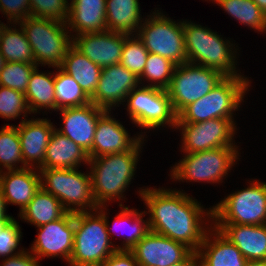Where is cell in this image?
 <instances>
[{
    "label": "cell",
    "instance_id": "obj_39",
    "mask_svg": "<svg viewBox=\"0 0 266 266\" xmlns=\"http://www.w3.org/2000/svg\"><path fill=\"white\" fill-rule=\"evenodd\" d=\"M31 16L66 23L69 16L67 0H29Z\"/></svg>",
    "mask_w": 266,
    "mask_h": 266
},
{
    "label": "cell",
    "instance_id": "obj_2",
    "mask_svg": "<svg viewBox=\"0 0 266 266\" xmlns=\"http://www.w3.org/2000/svg\"><path fill=\"white\" fill-rule=\"evenodd\" d=\"M142 137L129 151L89 158L92 193L98 207L123 200V193L135 175L144 143Z\"/></svg>",
    "mask_w": 266,
    "mask_h": 266
},
{
    "label": "cell",
    "instance_id": "obj_29",
    "mask_svg": "<svg viewBox=\"0 0 266 266\" xmlns=\"http://www.w3.org/2000/svg\"><path fill=\"white\" fill-rule=\"evenodd\" d=\"M66 213L61 202L41 187L29 204L19 213V217L39 227L62 218Z\"/></svg>",
    "mask_w": 266,
    "mask_h": 266
},
{
    "label": "cell",
    "instance_id": "obj_12",
    "mask_svg": "<svg viewBox=\"0 0 266 266\" xmlns=\"http://www.w3.org/2000/svg\"><path fill=\"white\" fill-rule=\"evenodd\" d=\"M225 77L218 70L188 62L177 65L166 89L175 113L178 115L189 104L209 93Z\"/></svg>",
    "mask_w": 266,
    "mask_h": 266
},
{
    "label": "cell",
    "instance_id": "obj_35",
    "mask_svg": "<svg viewBox=\"0 0 266 266\" xmlns=\"http://www.w3.org/2000/svg\"><path fill=\"white\" fill-rule=\"evenodd\" d=\"M175 67L176 65L172 61L158 54L149 53L144 71L138 78L139 84L143 83L142 80H146L147 83L148 81L151 83H148L146 86L166 90L170 84Z\"/></svg>",
    "mask_w": 266,
    "mask_h": 266
},
{
    "label": "cell",
    "instance_id": "obj_4",
    "mask_svg": "<svg viewBox=\"0 0 266 266\" xmlns=\"http://www.w3.org/2000/svg\"><path fill=\"white\" fill-rule=\"evenodd\" d=\"M110 238L99 209L74 213V247L68 265L101 266L118 250Z\"/></svg>",
    "mask_w": 266,
    "mask_h": 266
},
{
    "label": "cell",
    "instance_id": "obj_18",
    "mask_svg": "<svg viewBox=\"0 0 266 266\" xmlns=\"http://www.w3.org/2000/svg\"><path fill=\"white\" fill-rule=\"evenodd\" d=\"M18 129L24 168L41 169L45 158L46 148L55 129L51 120L26 119L23 117ZM38 165V166H37Z\"/></svg>",
    "mask_w": 266,
    "mask_h": 266
},
{
    "label": "cell",
    "instance_id": "obj_42",
    "mask_svg": "<svg viewBox=\"0 0 266 266\" xmlns=\"http://www.w3.org/2000/svg\"><path fill=\"white\" fill-rule=\"evenodd\" d=\"M101 266H139L134 255L127 250H117Z\"/></svg>",
    "mask_w": 266,
    "mask_h": 266
},
{
    "label": "cell",
    "instance_id": "obj_25",
    "mask_svg": "<svg viewBox=\"0 0 266 266\" xmlns=\"http://www.w3.org/2000/svg\"><path fill=\"white\" fill-rule=\"evenodd\" d=\"M81 162L89 166L88 153L55 128L46 148L43 167L41 169H74L79 168Z\"/></svg>",
    "mask_w": 266,
    "mask_h": 266
},
{
    "label": "cell",
    "instance_id": "obj_22",
    "mask_svg": "<svg viewBox=\"0 0 266 266\" xmlns=\"http://www.w3.org/2000/svg\"><path fill=\"white\" fill-rule=\"evenodd\" d=\"M197 254L200 266H244L247 261L236 245L212 224Z\"/></svg>",
    "mask_w": 266,
    "mask_h": 266
},
{
    "label": "cell",
    "instance_id": "obj_13",
    "mask_svg": "<svg viewBox=\"0 0 266 266\" xmlns=\"http://www.w3.org/2000/svg\"><path fill=\"white\" fill-rule=\"evenodd\" d=\"M175 128L181 130L183 153L236 146L233 140L238 128L231 119L214 118L198 123H177Z\"/></svg>",
    "mask_w": 266,
    "mask_h": 266
},
{
    "label": "cell",
    "instance_id": "obj_28",
    "mask_svg": "<svg viewBox=\"0 0 266 266\" xmlns=\"http://www.w3.org/2000/svg\"><path fill=\"white\" fill-rule=\"evenodd\" d=\"M119 206L121 208V211L118 215L115 216V220H113V227L111 228L108 224V213L105 212V209L107 210L106 206H100L98 209L104 214L105 216V222L107 225V231L109 234V237L112 236L111 234L115 231L117 232V229H119L121 226L123 228V232H127L126 236L124 237L123 245L122 247L118 246V250H127L130 251L132 247L139 242L150 230L148 225V219L144 220L143 216L145 215V211L137 212L136 209L132 208L129 209L128 206H123L121 202L119 203ZM144 214V215H143ZM129 221L131 223H129ZM133 221V222H132ZM129 223V225L127 224ZM131 224V225H130ZM128 225L129 227H127ZM110 227V228H109ZM118 227V228H117ZM121 227V228H122ZM116 228V229H115ZM119 233V231H118Z\"/></svg>",
    "mask_w": 266,
    "mask_h": 266
},
{
    "label": "cell",
    "instance_id": "obj_31",
    "mask_svg": "<svg viewBox=\"0 0 266 266\" xmlns=\"http://www.w3.org/2000/svg\"><path fill=\"white\" fill-rule=\"evenodd\" d=\"M9 27L2 31L0 39V52L6 62H22L35 64V57L28 39L20 26V29Z\"/></svg>",
    "mask_w": 266,
    "mask_h": 266
},
{
    "label": "cell",
    "instance_id": "obj_34",
    "mask_svg": "<svg viewBox=\"0 0 266 266\" xmlns=\"http://www.w3.org/2000/svg\"><path fill=\"white\" fill-rule=\"evenodd\" d=\"M18 163H21V166H17ZM0 166V172L24 168L22 149L16 125L6 124L0 130Z\"/></svg>",
    "mask_w": 266,
    "mask_h": 266
},
{
    "label": "cell",
    "instance_id": "obj_37",
    "mask_svg": "<svg viewBox=\"0 0 266 266\" xmlns=\"http://www.w3.org/2000/svg\"><path fill=\"white\" fill-rule=\"evenodd\" d=\"M36 64L6 62L0 71V86L25 93Z\"/></svg>",
    "mask_w": 266,
    "mask_h": 266
},
{
    "label": "cell",
    "instance_id": "obj_38",
    "mask_svg": "<svg viewBox=\"0 0 266 266\" xmlns=\"http://www.w3.org/2000/svg\"><path fill=\"white\" fill-rule=\"evenodd\" d=\"M31 114L24 93L0 86V117L8 120Z\"/></svg>",
    "mask_w": 266,
    "mask_h": 266
},
{
    "label": "cell",
    "instance_id": "obj_1",
    "mask_svg": "<svg viewBox=\"0 0 266 266\" xmlns=\"http://www.w3.org/2000/svg\"><path fill=\"white\" fill-rule=\"evenodd\" d=\"M138 193L148 208L145 214H149V230L197 252L210 229L204 221L212 224V208L204 210L200 202L183 190L149 187L140 188Z\"/></svg>",
    "mask_w": 266,
    "mask_h": 266
},
{
    "label": "cell",
    "instance_id": "obj_19",
    "mask_svg": "<svg viewBox=\"0 0 266 266\" xmlns=\"http://www.w3.org/2000/svg\"><path fill=\"white\" fill-rule=\"evenodd\" d=\"M58 111L62 115L63 127L56 128V130L89 153L92 149L97 121L106 110L89 103L85 106L64 108Z\"/></svg>",
    "mask_w": 266,
    "mask_h": 266
},
{
    "label": "cell",
    "instance_id": "obj_9",
    "mask_svg": "<svg viewBox=\"0 0 266 266\" xmlns=\"http://www.w3.org/2000/svg\"><path fill=\"white\" fill-rule=\"evenodd\" d=\"M252 180L212 206V224H266V182Z\"/></svg>",
    "mask_w": 266,
    "mask_h": 266
},
{
    "label": "cell",
    "instance_id": "obj_46",
    "mask_svg": "<svg viewBox=\"0 0 266 266\" xmlns=\"http://www.w3.org/2000/svg\"><path fill=\"white\" fill-rule=\"evenodd\" d=\"M244 266H266V260H250V261H246Z\"/></svg>",
    "mask_w": 266,
    "mask_h": 266
},
{
    "label": "cell",
    "instance_id": "obj_21",
    "mask_svg": "<svg viewBox=\"0 0 266 266\" xmlns=\"http://www.w3.org/2000/svg\"><path fill=\"white\" fill-rule=\"evenodd\" d=\"M36 170V171H35ZM23 168L0 172V188L6 205H18L20 212L41 188L39 169Z\"/></svg>",
    "mask_w": 266,
    "mask_h": 266
},
{
    "label": "cell",
    "instance_id": "obj_7",
    "mask_svg": "<svg viewBox=\"0 0 266 266\" xmlns=\"http://www.w3.org/2000/svg\"><path fill=\"white\" fill-rule=\"evenodd\" d=\"M39 172L41 187L55 196L67 212L99 208L93 197L90 173H81L78 168H47L39 169Z\"/></svg>",
    "mask_w": 266,
    "mask_h": 266
},
{
    "label": "cell",
    "instance_id": "obj_10",
    "mask_svg": "<svg viewBox=\"0 0 266 266\" xmlns=\"http://www.w3.org/2000/svg\"><path fill=\"white\" fill-rule=\"evenodd\" d=\"M140 25L137 36L149 53L158 54L176 66L188 62L185 50L183 22H175L154 10Z\"/></svg>",
    "mask_w": 266,
    "mask_h": 266
},
{
    "label": "cell",
    "instance_id": "obj_5",
    "mask_svg": "<svg viewBox=\"0 0 266 266\" xmlns=\"http://www.w3.org/2000/svg\"><path fill=\"white\" fill-rule=\"evenodd\" d=\"M249 81L247 77H225L209 93L185 107L177 115V123H198L214 118L234 122L233 113L244 102L251 86Z\"/></svg>",
    "mask_w": 266,
    "mask_h": 266
},
{
    "label": "cell",
    "instance_id": "obj_16",
    "mask_svg": "<svg viewBox=\"0 0 266 266\" xmlns=\"http://www.w3.org/2000/svg\"><path fill=\"white\" fill-rule=\"evenodd\" d=\"M139 85L138 77L121 64L102 68L100 79L91 103L111 111L119 104H125L127 95ZM117 105V106H116Z\"/></svg>",
    "mask_w": 266,
    "mask_h": 266
},
{
    "label": "cell",
    "instance_id": "obj_32",
    "mask_svg": "<svg viewBox=\"0 0 266 266\" xmlns=\"http://www.w3.org/2000/svg\"><path fill=\"white\" fill-rule=\"evenodd\" d=\"M228 15L257 32H266V14L253 0H215Z\"/></svg>",
    "mask_w": 266,
    "mask_h": 266
},
{
    "label": "cell",
    "instance_id": "obj_40",
    "mask_svg": "<svg viewBox=\"0 0 266 266\" xmlns=\"http://www.w3.org/2000/svg\"><path fill=\"white\" fill-rule=\"evenodd\" d=\"M19 222L13 219L5 228H0V258H8L23 253L24 248L18 249L22 239ZM19 250L15 252V250Z\"/></svg>",
    "mask_w": 266,
    "mask_h": 266
},
{
    "label": "cell",
    "instance_id": "obj_24",
    "mask_svg": "<svg viewBox=\"0 0 266 266\" xmlns=\"http://www.w3.org/2000/svg\"><path fill=\"white\" fill-rule=\"evenodd\" d=\"M66 22L74 35L96 33L107 30L106 0H70Z\"/></svg>",
    "mask_w": 266,
    "mask_h": 266
},
{
    "label": "cell",
    "instance_id": "obj_33",
    "mask_svg": "<svg viewBox=\"0 0 266 266\" xmlns=\"http://www.w3.org/2000/svg\"><path fill=\"white\" fill-rule=\"evenodd\" d=\"M56 70L54 79L56 111L64 108L81 107L91 103L90 97L70 75L59 67Z\"/></svg>",
    "mask_w": 266,
    "mask_h": 266
},
{
    "label": "cell",
    "instance_id": "obj_41",
    "mask_svg": "<svg viewBox=\"0 0 266 266\" xmlns=\"http://www.w3.org/2000/svg\"><path fill=\"white\" fill-rule=\"evenodd\" d=\"M0 9L13 25L31 16L29 0H0Z\"/></svg>",
    "mask_w": 266,
    "mask_h": 266
},
{
    "label": "cell",
    "instance_id": "obj_14",
    "mask_svg": "<svg viewBox=\"0 0 266 266\" xmlns=\"http://www.w3.org/2000/svg\"><path fill=\"white\" fill-rule=\"evenodd\" d=\"M37 228L39 233L30 252L39 260L60 256L69 264L74 247V213L67 212L62 218Z\"/></svg>",
    "mask_w": 266,
    "mask_h": 266
},
{
    "label": "cell",
    "instance_id": "obj_45",
    "mask_svg": "<svg viewBox=\"0 0 266 266\" xmlns=\"http://www.w3.org/2000/svg\"><path fill=\"white\" fill-rule=\"evenodd\" d=\"M172 266H200V260L197 252H192L184 261Z\"/></svg>",
    "mask_w": 266,
    "mask_h": 266
},
{
    "label": "cell",
    "instance_id": "obj_27",
    "mask_svg": "<svg viewBox=\"0 0 266 266\" xmlns=\"http://www.w3.org/2000/svg\"><path fill=\"white\" fill-rule=\"evenodd\" d=\"M140 11L138 0H106L107 30L126 35L137 34L144 21Z\"/></svg>",
    "mask_w": 266,
    "mask_h": 266
},
{
    "label": "cell",
    "instance_id": "obj_47",
    "mask_svg": "<svg viewBox=\"0 0 266 266\" xmlns=\"http://www.w3.org/2000/svg\"><path fill=\"white\" fill-rule=\"evenodd\" d=\"M253 1L266 14V0H253Z\"/></svg>",
    "mask_w": 266,
    "mask_h": 266
},
{
    "label": "cell",
    "instance_id": "obj_48",
    "mask_svg": "<svg viewBox=\"0 0 266 266\" xmlns=\"http://www.w3.org/2000/svg\"><path fill=\"white\" fill-rule=\"evenodd\" d=\"M5 64H6V60L0 52V71L4 68Z\"/></svg>",
    "mask_w": 266,
    "mask_h": 266
},
{
    "label": "cell",
    "instance_id": "obj_11",
    "mask_svg": "<svg viewBox=\"0 0 266 266\" xmlns=\"http://www.w3.org/2000/svg\"><path fill=\"white\" fill-rule=\"evenodd\" d=\"M137 86L127 95V112L132 123L142 129L166 127L175 128L177 114L166 90Z\"/></svg>",
    "mask_w": 266,
    "mask_h": 266
},
{
    "label": "cell",
    "instance_id": "obj_15",
    "mask_svg": "<svg viewBox=\"0 0 266 266\" xmlns=\"http://www.w3.org/2000/svg\"><path fill=\"white\" fill-rule=\"evenodd\" d=\"M130 252L139 266H172L184 261L193 251L180 242L149 231Z\"/></svg>",
    "mask_w": 266,
    "mask_h": 266
},
{
    "label": "cell",
    "instance_id": "obj_26",
    "mask_svg": "<svg viewBox=\"0 0 266 266\" xmlns=\"http://www.w3.org/2000/svg\"><path fill=\"white\" fill-rule=\"evenodd\" d=\"M59 68L70 75L89 97L94 94L102 68L73 45L68 49Z\"/></svg>",
    "mask_w": 266,
    "mask_h": 266
},
{
    "label": "cell",
    "instance_id": "obj_43",
    "mask_svg": "<svg viewBox=\"0 0 266 266\" xmlns=\"http://www.w3.org/2000/svg\"><path fill=\"white\" fill-rule=\"evenodd\" d=\"M0 266H40V261L29 250L1 260ZM39 261V262H38Z\"/></svg>",
    "mask_w": 266,
    "mask_h": 266
},
{
    "label": "cell",
    "instance_id": "obj_36",
    "mask_svg": "<svg viewBox=\"0 0 266 266\" xmlns=\"http://www.w3.org/2000/svg\"><path fill=\"white\" fill-rule=\"evenodd\" d=\"M148 54L149 52L137 34L126 35L120 64L139 78L144 71Z\"/></svg>",
    "mask_w": 266,
    "mask_h": 266
},
{
    "label": "cell",
    "instance_id": "obj_17",
    "mask_svg": "<svg viewBox=\"0 0 266 266\" xmlns=\"http://www.w3.org/2000/svg\"><path fill=\"white\" fill-rule=\"evenodd\" d=\"M125 36L110 30L72 35L73 46L101 68L120 64Z\"/></svg>",
    "mask_w": 266,
    "mask_h": 266
},
{
    "label": "cell",
    "instance_id": "obj_6",
    "mask_svg": "<svg viewBox=\"0 0 266 266\" xmlns=\"http://www.w3.org/2000/svg\"><path fill=\"white\" fill-rule=\"evenodd\" d=\"M31 45L35 64L60 67L68 49L73 45V34L67 24L50 19L29 16L17 22ZM69 34V35H68Z\"/></svg>",
    "mask_w": 266,
    "mask_h": 266
},
{
    "label": "cell",
    "instance_id": "obj_49",
    "mask_svg": "<svg viewBox=\"0 0 266 266\" xmlns=\"http://www.w3.org/2000/svg\"><path fill=\"white\" fill-rule=\"evenodd\" d=\"M5 26H6V24H4V23H2V22L0 21V39H1L2 31H3V29L5 28Z\"/></svg>",
    "mask_w": 266,
    "mask_h": 266
},
{
    "label": "cell",
    "instance_id": "obj_8",
    "mask_svg": "<svg viewBox=\"0 0 266 266\" xmlns=\"http://www.w3.org/2000/svg\"><path fill=\"white\" fill-rule=\"evenodd\" d=\"M175 166L171 167V179L189 182L222 183L223 177L239 159L238 146H226L212 150L184 153Z\"/></svg>",
    "mask_w": 266,
    "mask_h": 266
},
{
    "label": "cell",
    "instance_id": "obj_3",
    "mask_svg": "<svg viewBox=\"0 0 266 266\" xmlns=\"http://www.w3.org/2000/svg\"><path fill=\"white\" fill-rule=\"evenodd\" d=\"M183 31L188 63L218 70L226 77H245L235 67L238 49L233 45L236 44L210 28L187 20L183 21Z\"/></svg>",
    "mask_w": 266,
    "mask_h": 266
},
{
    "label": "cell",
    "instance_id": "obj_44",
    "mask_svg": "<svg viewBox=\"0 0 266 266\" xmlns=\"http://www.w3.org/2000/svg\"><path fill=\"white\" fill-rule=\"evenodd\" d=\"M6 206L5 198L0 188V228H5L14 219L13 216L6 213Z\"/></svg>",
    "mask_w": 266,
    "mask_h": 266
},
{
    "label": "cell",
    "instance_id": "obj_23",
    "mask_svg": "<svg viewBox=\"0 0 266 266\" xmlns=\"http://www.w3.org/2000/svg\"><path fill=\"white\" fill-rule=\"evenodd\" d=\"M229 239L247 261L266 260V224H212Z\"/></svg>",
    "mask_w": 266,
    "mask_h": 266
},
{
    "label": "cell",
    "instance_id": "obj_30",
    "mask_svg": "<svg viewBox=\"0 0 266 266\" xmlns=\"http://www.w3.org/2000/svg\"><path fill=\"white\" fill-rule=\"evenodd\" d=\"M55 73H43L38 67L31 73L25 96L31 113L41 109L56 111V97L54 89Z\"/></svg>",
    "mask_w": 266,
    "mask_h": 266
},
{
    "label": "cell",
    "instance_id": "obj_20",
    "mask_svg": "<svg viewBox=\"0 0 266 266\" xmlns=\"http://www.w3.org/2000/svg\"><path fill=\"white\" fill-rule=\"evenodd\" d=\"M106 110L98 119L89 158L129 151L142 137H130L123 125Z\"/></svg>",
    "mask_w": 266,
    "mask_h": 266
}]
</instances>
